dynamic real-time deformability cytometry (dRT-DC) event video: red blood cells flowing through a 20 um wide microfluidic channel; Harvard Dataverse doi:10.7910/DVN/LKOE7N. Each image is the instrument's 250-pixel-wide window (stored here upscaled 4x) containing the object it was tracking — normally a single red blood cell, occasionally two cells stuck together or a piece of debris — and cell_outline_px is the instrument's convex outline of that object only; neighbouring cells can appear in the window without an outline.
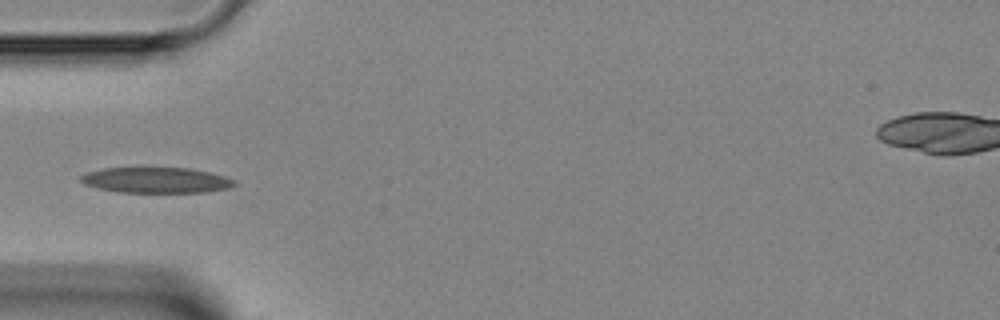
{"species": "Egyptian fruit bat (a non-hibernating species)", "species_latin": "Rousettus aegyptiacus", "temperature_condition": "room temperature", "stored_images_in_passage": 4, "camera_frame_rate_fps": 3000, "um_per_image_px": 0.085, "animal": {"sex": "female"}, "frame": {"image": 1, "passage_image": 3, "time_ms": 2.333, "image_size_px": [1000, 320], "cell_outline_px": [[236, 184], [228, 188], [208, 192], [120, 192], [96, 188], [84, 184], [80, 180], [80, 176], [88, 172], [104, 168], [144, 164], [192, 168], [224, 176], [236, 180]], "centroid_in_image_um": [13.24, 15.25], "position_along_channel_um": 71.8, "area_um2": 24.16}}
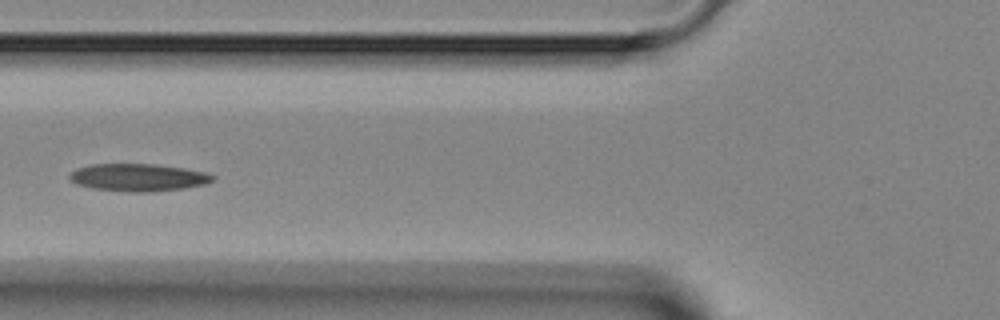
{"frame": {"image": 2, "passage_image": 4, "time_ms": 3.333, "image_size_px": [1000, 320], "cell_outline_px": [[216, 176], [212, 180], [204, 184], [184, 188], [152, 192], [128, 192], [92, 188], [76, 184], [68, 180], [68, 176], [72, 172], [80, 168], [92, 164], [156, 164], [184, 168], [204, 172]], "centroid_in_image_um": [11.73, 15.09], "position_along_channel_um": 114.1, "area_um2": 22.89}}